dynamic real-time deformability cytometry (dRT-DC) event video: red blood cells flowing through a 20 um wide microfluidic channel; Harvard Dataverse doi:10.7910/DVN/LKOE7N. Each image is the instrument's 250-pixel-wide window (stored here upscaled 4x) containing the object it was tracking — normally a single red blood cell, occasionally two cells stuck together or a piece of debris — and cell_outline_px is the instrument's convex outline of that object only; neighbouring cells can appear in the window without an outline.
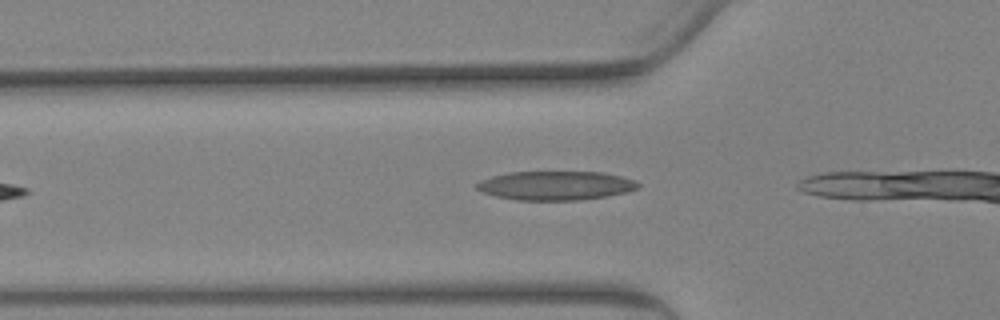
{"species": "Egyptian fruit bat (a non-hibernating species)", "species_latin": "Rousettus aegyptiacus", "temperature_condition": "warm", "stored_images_in_passage": 11, "camera_frame_rate_fps": 3000, "um_per_image_px": 0.085, "animal": {"sex": "female"}, "frame": {"image": 1, "passage_image": 4, "time_ms": 1.0, "image_size_px": [1000, 320], "cell_outline_px": [[640, 188], [628, 192], [608, 196], [580, 200], [516, 200], [496, 196], [484, 192], [476, 188], [476, 184], [480, 180], [492, 176], [508, 172], [604, 172], [636, 180], [640, 184]], "centroid_in_image_um": [47.28, 15.77], "position_along_channel_um": 78.5, "area_um2": 27.4}}